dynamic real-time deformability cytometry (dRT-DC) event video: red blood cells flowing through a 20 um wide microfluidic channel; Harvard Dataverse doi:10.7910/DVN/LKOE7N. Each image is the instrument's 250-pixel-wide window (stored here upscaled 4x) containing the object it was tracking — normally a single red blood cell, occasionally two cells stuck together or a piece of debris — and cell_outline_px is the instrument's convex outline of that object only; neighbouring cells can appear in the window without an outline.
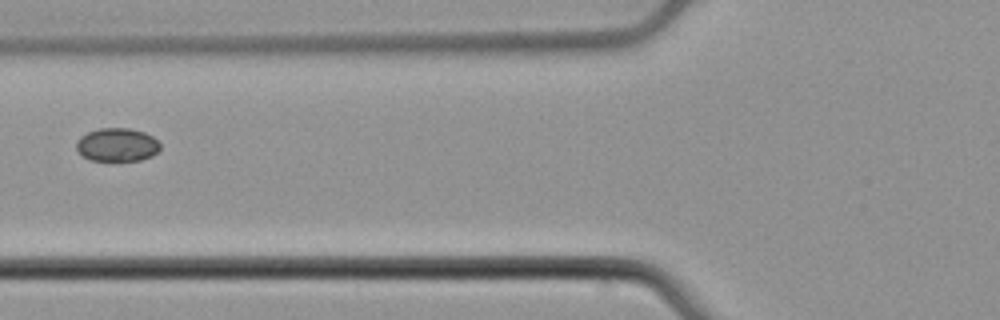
{"species": "common noctule bat (a hibernating species)", "species_latin": "Nyctalus noctula", "temperature_condition": "cold", "stored_images_in_passage": 2, "camera_frame_rate_fps": 3000, "um_per_image_px": 0.085, "animal": {"sex": "male", "body_mass_g": 21.5, "forearm_length_mm": 52.0}, "frame": {"image": 1, "passage_image": 2, "time_ms": 0.333, "image_size_px": [1000, 320], "cell_outline_px": [[160, 148], [152, 156], [140, 160], [92, 160], [84, 156], [76, 148], [76, 140], [80, 136], [88, 132], [100, 128], [128, 128], [144, 132], [152, 136], [160, 144]], "centroid_in_image_um": [9.95, 12.29], "position_along_channel_um": 115.9, "area_um2": 16.13}}